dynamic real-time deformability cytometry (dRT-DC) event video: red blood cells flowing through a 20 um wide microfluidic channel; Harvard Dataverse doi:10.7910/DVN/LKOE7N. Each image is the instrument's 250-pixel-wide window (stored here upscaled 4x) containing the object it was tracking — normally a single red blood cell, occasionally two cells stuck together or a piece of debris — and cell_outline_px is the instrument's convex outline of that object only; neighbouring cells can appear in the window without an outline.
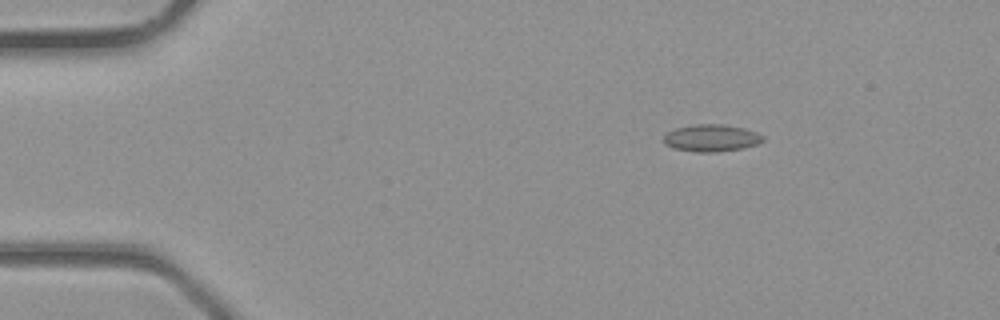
{"species": "common noctule bat (a hibernating species)", "species_latin": "Nyctalus noctula", "temperature_condition": "room temperature", "stored_images_in_passage": 3, "camera_frame_rate_fps": 3000, "um_per_image_px": 0.085, "animal": {"sex": "male", "body_mass_g": 23.1, "forearm_length_mm": 52.7}, "frame": {"image": 1, "passage_image": 1, "time_ms": 0.0, "image_size_px": [1000, 320], "cell_outline_px": [[764, 140], [756, 144], [744, 148], [716, 152], [696, 152], [672, 148], [664, 144], [664, 136], [668, 132], [676, 128], [692, 124], [724, 124], [744, 128], [756, 132], [764, 136]], "centroid_in_image_um": [60.46, 11.73], "position_along_channel_um": 24.5, "area_um2": 15.78}}